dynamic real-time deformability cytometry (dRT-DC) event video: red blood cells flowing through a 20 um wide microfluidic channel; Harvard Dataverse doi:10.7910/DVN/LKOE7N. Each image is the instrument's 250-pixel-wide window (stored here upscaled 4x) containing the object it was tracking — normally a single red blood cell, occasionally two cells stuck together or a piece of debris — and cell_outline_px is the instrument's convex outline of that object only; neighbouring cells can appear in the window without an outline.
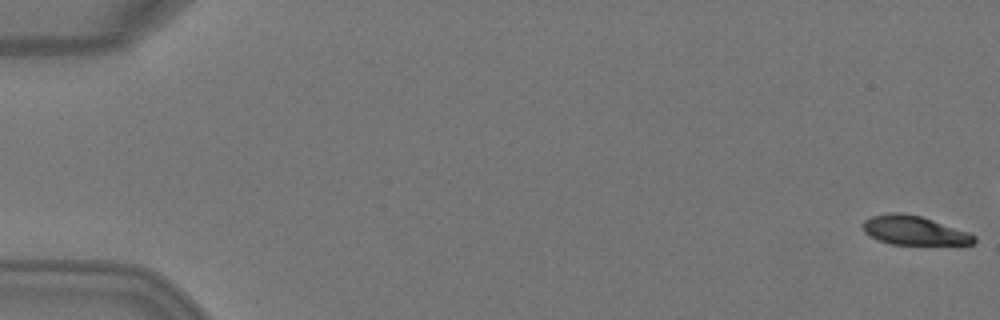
{"species": "Egyptian fruit bat (a non-hibernating species)", "species_latin": "Rousettus aegyptiacus", "temperature_condition": "warm", "stored_images_in_passage": 6, "camera_frame_rate_fps": 3000, "um_per_image_px": 0.085, "animal": {"sex": "female"}, "frame": {"image": 1, "passage_image": 1, "time_ms": 0.0, "image_size_px": [1000, 320], "cell_outline_px": [[976, 244], [960, 248], [892, 244], [880, 240], [864, 232], [860, 224], [864, 220], [872, 216], [892, 212], [900, 212], [920, 216], [968, 232], [976, 236]], "centroid_in_image_um": [77.83, 19.66], "position_along_channel_um": 7.2, "area_um2": 19.83}}
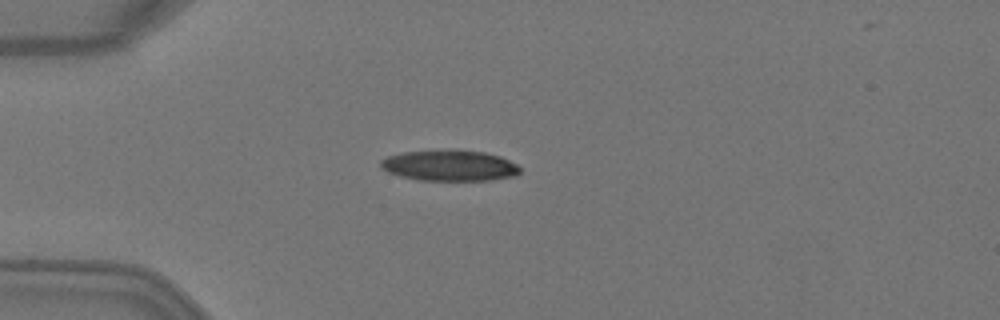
{"frame": {"image": 2, "passage_image": 6, "time_ms": 1.667, "image_size_px": [1000, 320], "cell_outline_px": [[520, 172], [516, 176], [492, 180], [416, 180], [400, 176], [388, 172], [380, 168], [380, 160], [388, 156], [404, 152], [484, 152], [500, 156], [516, 164], [520, 168]], "centroid_in_image_um": [38.21, 14.11], "position_along_channel_um": 46.8, "area_um2": 24.33}}